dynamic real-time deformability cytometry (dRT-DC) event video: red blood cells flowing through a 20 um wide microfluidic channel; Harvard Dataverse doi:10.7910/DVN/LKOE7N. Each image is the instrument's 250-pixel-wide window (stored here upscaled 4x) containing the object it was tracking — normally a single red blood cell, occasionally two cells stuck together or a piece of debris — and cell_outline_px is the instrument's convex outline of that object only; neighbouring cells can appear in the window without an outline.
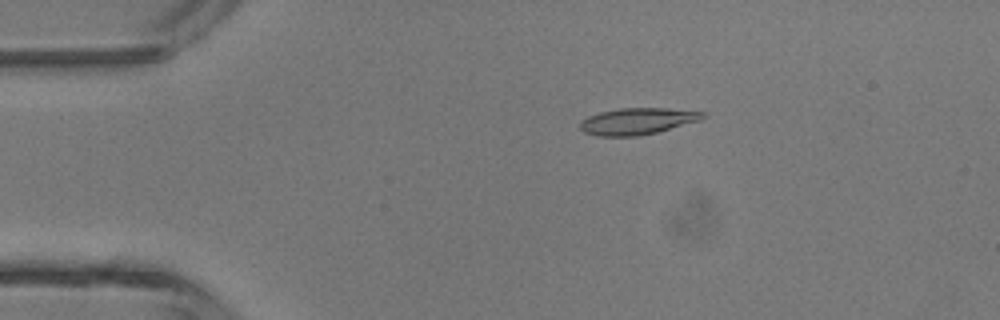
{"species": "common noctule bat (a hibernating species)", "species_latin": "Nyctalus noctula", "temperature_condition": "room temperature", "stored_images_in_passage": 4, "camera_frame_rate_fps": 3000, "um_per_image_px": 0.085, "animal": {"sex": "male", "body_mass_g": 13.3}, "frame": {"image": 1, "passage_image": 3, "time_ms": 0.667, "image_size_px": [1000, 320], "cell_outline_px": [[708, 116], [700, 120], [656, 132], [636, 136], [596, 136], [584, 132], [580, 128], [580, 120], [588, 116], [600, 112], [620, 108], [668, 108], [708, 112]], "centroid_in_image_um": [54.19, 10.29], "position_along_channel_um": 30.8, "area_um2": 19.07}}